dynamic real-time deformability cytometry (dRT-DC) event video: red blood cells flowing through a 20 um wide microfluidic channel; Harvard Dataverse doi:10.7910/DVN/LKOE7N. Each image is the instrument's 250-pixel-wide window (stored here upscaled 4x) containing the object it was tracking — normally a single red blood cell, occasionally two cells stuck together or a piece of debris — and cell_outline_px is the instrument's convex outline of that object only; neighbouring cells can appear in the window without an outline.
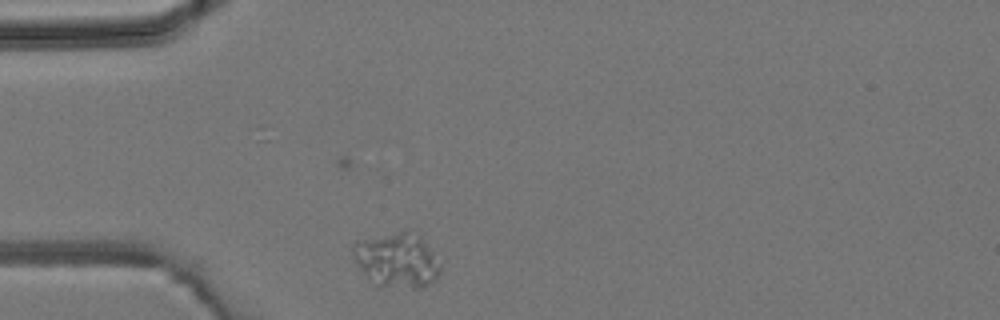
{"species": "common noctule bat (a hibernating species)", "species_latin": "Nyctalus noctula", "temperature_condition": "room temperature", "stored_images_in_passage": 4, "camera_frame_rate_fps": 3000, "um_per_image_px": 0.085, "animal": {"sex": "male", "body_mass_g": 19.2, "forearm_length_mm": 51.8}, "frame": {"image": 1, "passage_image": 4, "time_ms": 6.333, "image_size_px": [1000, 320], "cell_outline_px": [[440, 272], [428, 284], [420, 288], [380, 288], [360, 268], [352, 256], [352, 244], [356, 240], [412, 228], [420, 232], [440, 264]], "centroid_in_image_um": [33.74, 22.06], "position_along_channel_um": 51.3, "area_um2": 28.38}}